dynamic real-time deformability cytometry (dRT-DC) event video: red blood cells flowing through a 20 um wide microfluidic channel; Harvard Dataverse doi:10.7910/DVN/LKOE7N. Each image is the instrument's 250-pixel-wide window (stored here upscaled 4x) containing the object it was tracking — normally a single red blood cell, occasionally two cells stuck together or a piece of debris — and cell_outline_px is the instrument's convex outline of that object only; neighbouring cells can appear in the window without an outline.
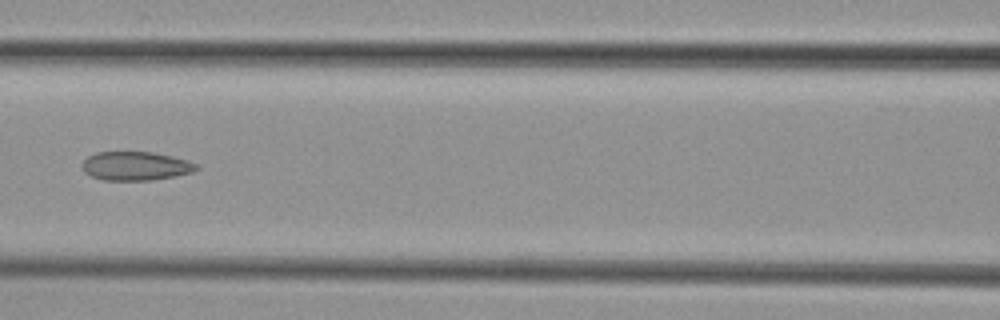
{"species": "common noctule bat (a hibernating species)", "species_latin": "Nyctalus noctula", "temperature_condition": "cold", "stored_images_in_passage": 7, "camera_frame_rate_fps": 3000, "um_per_image_px": 0.085, "animal": {"sex": "female", "body_mass_g": 29.2, "forearm_length_mm": 56.3}, "frame": {"image": 1, "passage_image": 7, "time_ms": 8.0, "image_size_px": [1000, 320], "cell_outline_px": [[200, 168], [192, 172], [176, 176], [152, 180], [100, 180], [84, 172], [84, 160], [88, 156], [96, 152], [152, 152], [172, 156], [188, 160], [196, 164]], "centroid_in_image_um": [11.56, 14.11], "position_along_channel_um": 155.0, "area_um2": 19.13}}